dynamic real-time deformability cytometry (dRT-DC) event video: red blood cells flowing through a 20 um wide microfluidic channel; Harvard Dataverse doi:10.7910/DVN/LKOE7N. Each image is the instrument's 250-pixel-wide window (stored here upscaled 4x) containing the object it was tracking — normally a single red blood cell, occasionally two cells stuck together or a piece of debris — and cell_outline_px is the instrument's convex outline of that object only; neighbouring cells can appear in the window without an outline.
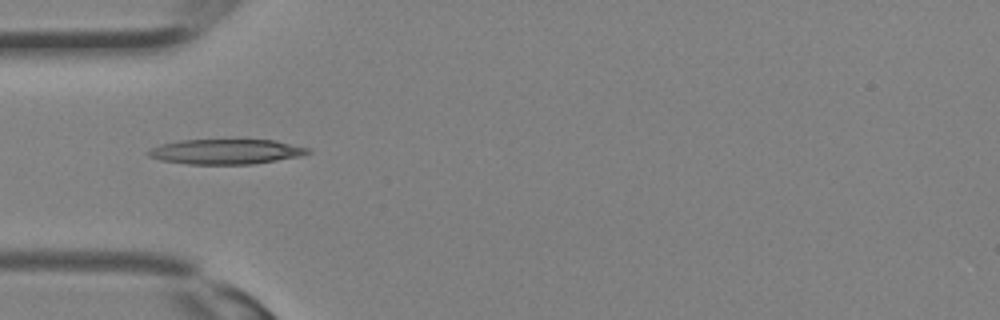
{"species": "Egyptian fruit bat (a non-hibernating species)", "species_latin": "Rousettus aegyptiacus", "temperature_condition": "room temperature", "stored_images_in_passage": 32, "camera_frame_rate_fps": 3000, "um_per_image_px": 0.085, "animal": {"sex": "female"}, "frame": {"image": 1, "passage_image": 10, "time_ms": 3.0, "image_size_px": [1000, 320], "cell_outline_px": [[312, 152], [300, 156], [252, 164], [188, 164], [160, 160], [148, 156], [144, 152], [148, 148], [160, 144], [180, 140], [276, 140], [308, 148]], "centroid_in_image_um": [19.14, 12.89], "position_along_channel_um": 65.9, "area_um2": 23.35}}
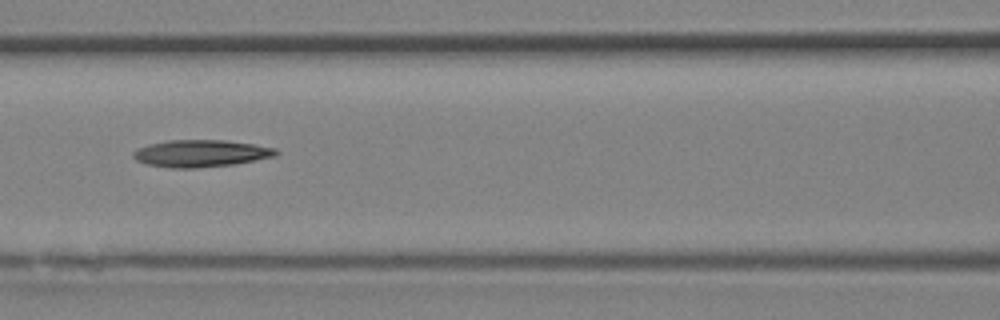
{"frame": {"image": 2, "passage_image": 14, "time_ms": 4.333, "image_size_px": [1000, 320], "cell_outline_px": [[280, 152], [276, 156], [256, 160], [232, 164], [196, 168], [172, 168], [148, 164], [136, 160], [132, 156], [132, 152], [136, 148], [148, 144], [168, 140], [224, 140], [252, 144], [276, 148]], "centroid_in_image_um": [17.05, 13.03], "position_along_channel_um": 149.5, "area_um2": 22.54}}
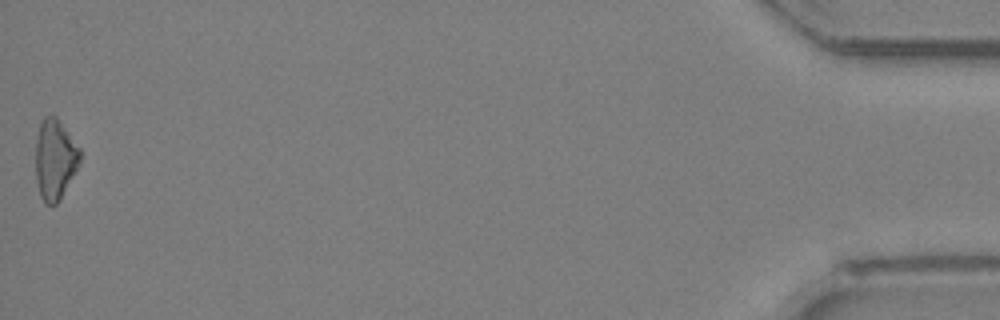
{"frame": {"image": 3, "passage_image": 32, "time_ms": 10.333, "image_size_px": [1000, 320], "cell_outline_px": [[80, 164], [60, 200], [56, 204], [44, 204], [40, 196], [36, 180], [36, 136], [40, 124], [44, 116], [56, 116], [80, 148]], "centroid_in_image_um": [4.67, 13.56], "position_along_channel_um": 430.5, "area_um2": 20.87}}